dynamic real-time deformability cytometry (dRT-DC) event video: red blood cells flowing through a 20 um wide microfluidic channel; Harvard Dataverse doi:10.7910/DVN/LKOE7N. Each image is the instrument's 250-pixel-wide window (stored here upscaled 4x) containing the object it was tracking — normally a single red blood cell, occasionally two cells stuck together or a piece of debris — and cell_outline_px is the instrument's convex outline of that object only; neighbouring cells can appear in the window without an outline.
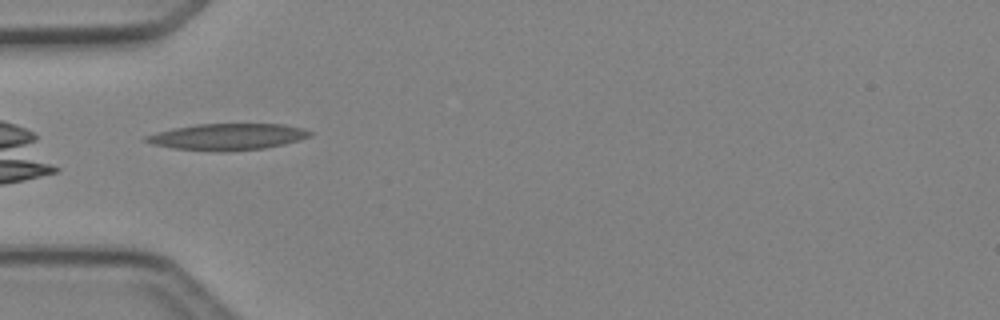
{"species": "Egyptian fruit bat (a non-hibernating species)", "species_latin": "Rousettus aegyptiacus", "temperature_condition": "cold", "stored_images_in_passage": 33, "camera_frame_rate_fps": 3000, "um_per_image_px": 0.085, "animal": {"sex": "female"}, "frame": {"image": 1, "passage_image": 1, "time_ms": 0.0, "image_size_px": [1000, 320], "cell_outline_px": [[312, 136], [284, 144], [264, 148], [172, 148], [152, 144], [140, 140], [144, 136], [172, 128], [196, 124], [284, 124], [304, 128], [312, 132]], "centroid_in_image_um": [19.35, 11.56], "position_along_channel_um": 65.6, "area_um2": 24.1}}
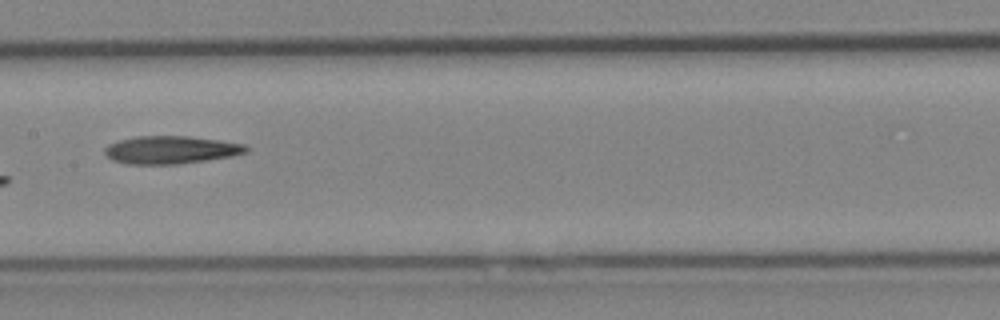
{"frame": {"image": 2, "passage_image": 10, "time_ms": 3.0, "image_size_px": [1000, 320], "cell_outline_px": [[248, 152], [232, 156], [176, 164], [128, 164], [112, 160], [104, 152], [104, 148], [108, 144], [120, 140], [136, 136], [188, 136], [244, 144], [248, 148]], "centroid_in_image_um": [14.49, 12.74], "position_along_channel_um": 192.9, "area_um2": 22.72}}